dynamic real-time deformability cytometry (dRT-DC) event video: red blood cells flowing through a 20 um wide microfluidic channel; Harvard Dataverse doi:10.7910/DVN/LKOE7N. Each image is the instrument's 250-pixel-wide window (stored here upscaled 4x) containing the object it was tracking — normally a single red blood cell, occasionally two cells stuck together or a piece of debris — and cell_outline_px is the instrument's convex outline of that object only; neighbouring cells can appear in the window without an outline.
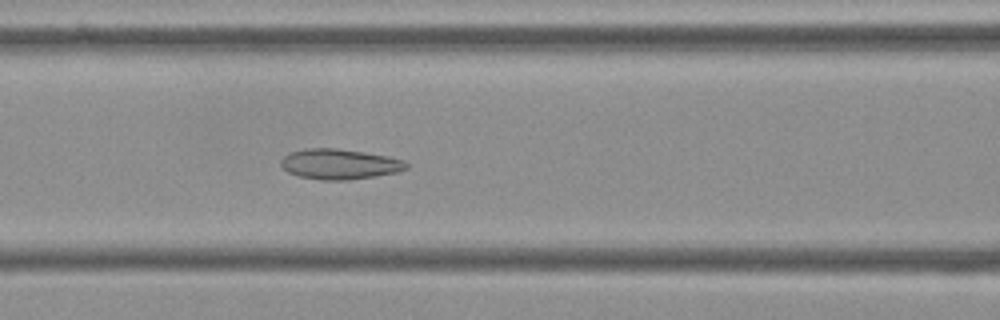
{"species": "Egyptian fruit bat (a non-hibernating species)", "species_latin": "Rousettus aegyptiacus", "temperature_condition": "cold", "stored_images_in_passage": 55, "camera_frame_rate_fps": 3000, "um_per_image_px": 0.085, "frame": {"image": 1, "passage_image": 23, "time_ms": 7.333, "image_size_px": [1000, 320], "cell_outline_px": [[408, 168], [396, 172], [376, 176], [348, 180], [320, 180], [300, 176], [288, 172], [280, 164], [280, 160], [284, 156], [292, 152], [308, 148], [336, 148], [364, 152], [388, 156], [404, 160], [408, 164]], "centroid_in_image_um": [28.88, 13.95], "position_along_channel_um": 137.7, "area_um2": 22.08}}
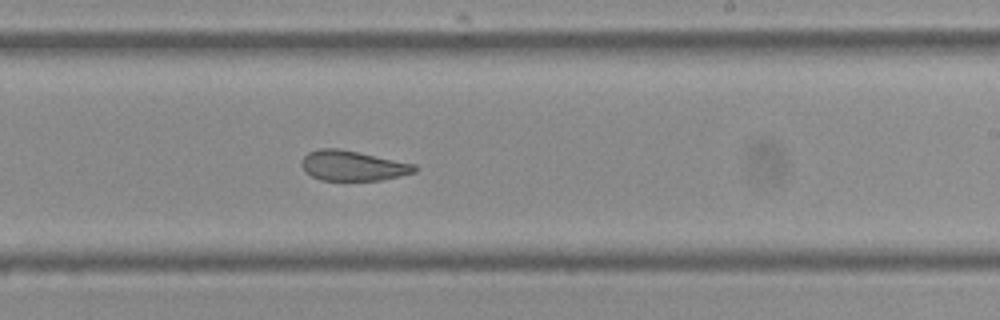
{"frame": {"image": 2, "passage_image": 33, "time_ms": 10.667, "image_size_px": [1000, 320], "cell_outline_px": [[420, 168], [416, 172], [400, 176], [380, 180], [320, 180], [304, 172], [300, 164], [300, 160], [308, 152], [320, 148], [340, 148], [416, 164]], "centroid_in_image_um": [29.98, 14.08], "position_along_channel_um": 259.0, "area_um2": 20.11}}
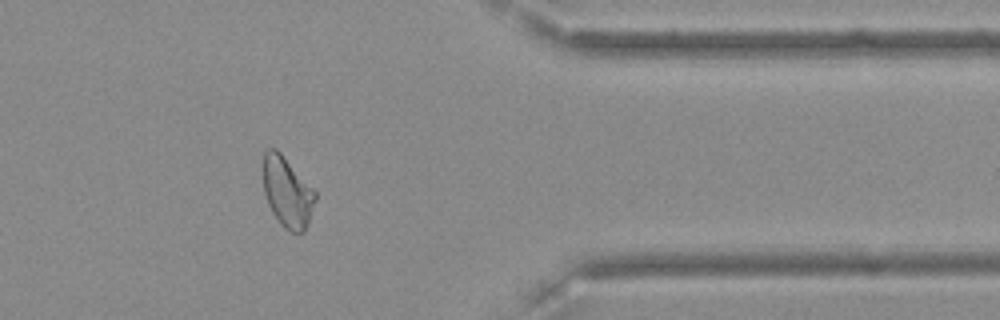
{"frame": {"image": 3, "passage_image": 45, "time_ms": 14.667, "image_size_px": [1000, 320], "cell_outline_px": [[316, 200], [308, 224], [304, 232], [288, 232], [280, 224], [272, 212], [268, 204], [264, 192], [264, 152], [268, 148], [276, 148], [280, 152], [316, 192]], "centroid_in_image_um": [24.42, 16.36], "position_along_channel_um": 387.0, "area_um2": 21.21}, "authors_computed_cell_mechanics": {"area_um2": 23.0622, "velocity_mm_per_s": 3.6414, "shape_relaxation_time_tau1_ms": null, "shape_relaxation_time_tau2_ms": 2.2111, "deformation_change_tau1": null, "deformation_change_tau2": 0.089}}